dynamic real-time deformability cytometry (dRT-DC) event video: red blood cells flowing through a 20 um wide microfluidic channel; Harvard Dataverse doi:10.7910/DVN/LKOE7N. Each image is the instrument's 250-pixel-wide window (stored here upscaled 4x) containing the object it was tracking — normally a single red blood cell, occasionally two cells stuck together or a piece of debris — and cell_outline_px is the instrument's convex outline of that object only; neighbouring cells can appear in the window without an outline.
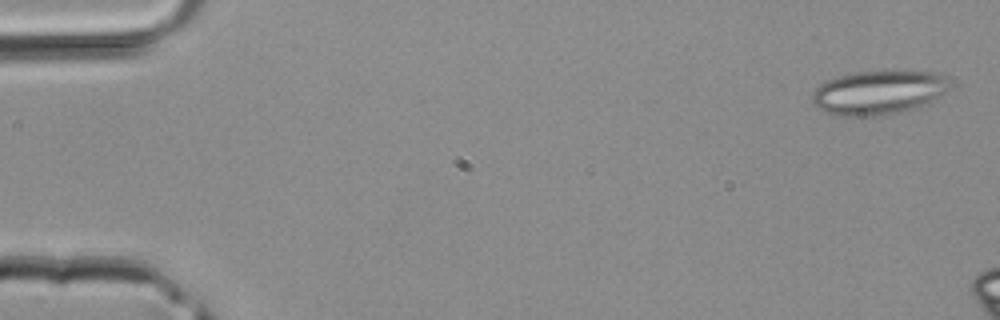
{"species": "common noctule bat (a hibernating species)", "species_latin": "Nyctalus noctula", "temperature_condition": "room temperature", "stored_images_in_passage": 9, "camera_frame_rate_fps": 3000, "um_per_image_px": 0.085, "animal": {"sex": "male", "body_mass_g": 20.4}, "frame": {"image": 1, "passage_image": 1, "time_ms": 0.0, "image_size_px": [1000, 320], "cell_outline_px": [[948, 88], [944, 92], [928, 104], [900, 112], [876, 116], [832, 116], [816, 108], [812, 100], [812, 92], [820, 84], [836, 76], [856, 72], [936, 72], [944, 76]], "centroid_in_image_um": [74.59, 7.89], "position_along_channel_um": 10.4, "area_um2": 35.08}}